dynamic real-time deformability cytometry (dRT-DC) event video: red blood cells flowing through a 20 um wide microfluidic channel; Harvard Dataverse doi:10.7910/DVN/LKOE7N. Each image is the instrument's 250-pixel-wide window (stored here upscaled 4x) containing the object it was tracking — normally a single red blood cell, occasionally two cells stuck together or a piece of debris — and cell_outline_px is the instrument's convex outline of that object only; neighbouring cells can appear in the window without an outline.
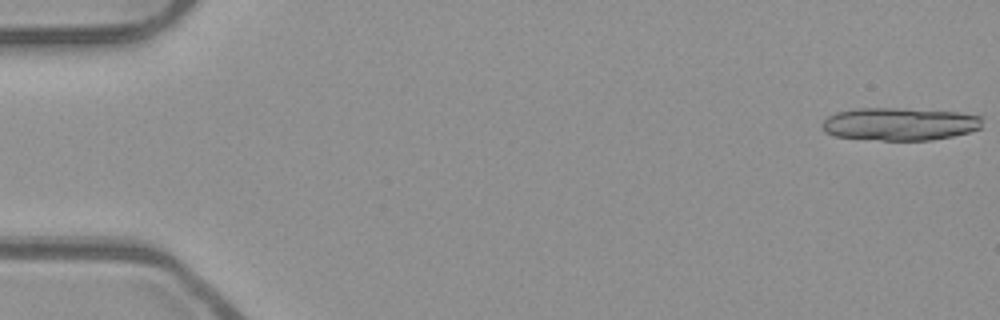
{"species": "common noctule bat (a hibernating species)", "species_latin": "Nyctalus noctula", "temperature_condition": "room temperature", "stored_images_in_passage": 19, "camera_frame_rate_fps": 3000, "um_per_image_px": 0.085, "animal": {"sex": "male", "body_mass_g": 23.1, "forearm_length_mm": 52.7}, "frame": {"image": 1, "passage_image": 1, "time_ms": 0.0, "image_size_px": [1000, 320], "cell_outline_px": [[984, 128], [952, 136], [932, 140], [880, 140], [836, 136], [824, 132], [820, 124], [828, 116], [836, 112], [856, 108], [896, 108], [960, 112], [980, 116]], "centroid_in_image_um": [76.47, 10.54], "position_along_channel_um": 8.5, "area_um2": 30.75}}